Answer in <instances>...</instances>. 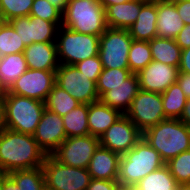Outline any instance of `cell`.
I'll return each instance as SVG.
<instances>
[{"label": "cell", "instance_id": "cell-1", "mask_svg": "<svg viewBox=\"0 0 190 190\" xmlns=\"http://www.w3.org/2000/svg\"><path fill=\"white\" fill-rule=\"evenodd\" d=\"M46 156L33 135L7 128L0 133V174L42 167Z\"/></svg>", "mask_w": 190, "mask_h": 190}, {"label": "cell", "instance_id": "cell-2", "mask_svg": "<svg viewBox=\"0 0 190 190\" xmlns=\"http://www.w3.org/2000/svg\"><path fill=\"white\" fill-rule=\"evenodd\" d=\"M142 137L160 154L165 163L190 150V128L179 119H165L146 129Z\"/></svg>", "mask_w": 190, "mask_h": 190}, {"label": "cell", "instance_id": "cell-3", "mask_svg": "<svg viewBox=\"0 0 190 190\" xmlns=\"http://www.w3.org/2000/svg\"><path fill=\"white\" fill-rule=\"evenodd\" d=\"M164 165L160 154L142 137L133 148L120 156L118 184L133 188L149 173Z\"/></svg>", "mask_w": 190, "mask_h": 190}, {"label": "cell", "instance_id": "cell-4", "mask_svg": "<svg viewBox=\"0 0 190 190\" xmlns=\"http://www.w3.org/2000/svg\"><path fill=\"white\" fill-rule=\"evenodd\" d=\"M62 26L100 37L108 28L105 9L98 0H68Z\"/></svg>", "mask_w": 190, "mask_h": 190}, {"label": "cell", "instance_id": "cell-5", "mask_svg": "<svg viewBox=\"0 0 190 190\" xmlns=\"http://www.w3.org/2000/svg\"><path fill=\"white\" fill-rule=\"evenodd\" d=\"M4 103L7 129L34 135L45 110V102L6 91Z\"/></svg>", "mask_w": 190, "mask_h": 190}, {"label": "cell", "instance_id": "cell-6", "mask_svg": "<svg viewBox=\"0 0 190 190\" xmlns=\"http://www.w3.org/2000/svg\"><path fill=\"white\" fill-rule=\"evenodd\" d=\"M55 43L59 63L75 65L98 55L100 37L79 33L65 26H60Z\"/></svg>", "mask_w": 190, "mask_h": 190}, {"label": "cell", "instance_id": "cell-7", "mask_svg": "<svg viewBox=\"0 0 190 190\" xmlns=\"http://www.w3.org/2000/svg\"><path fill=\"white\" fill-rule=\"evenodd\" d=\"M42 169L46 190H86L92 179L87 168L61 164L51 155L46 156Z\"/></svg>", "mask_w": 190, "mask_h": 190}, {"label": "cell", "instance_id": "cell-8", "mask_svg": "<svg viewBox=\"0 0 190 190\" xmlns=\"http://www.w3.org/2000/svg\"><path fill=\"white\" fill-rule=\"evenodd\" d=\"M132 41L129 30L108 27L100 36L98 55L102 67L129 69L128 54Z\"/></svg>", "mask_w": 190, "mask_h": 190}, {"label": "cell", "instance_id": "cell-9", "mask_svg": "<svg viewBox=\"0 0 190 190\" xmlns=\"http://www.w3.org/2000/svg\"><path fill=\"white\" fill-rule=\"evenodd\" d=\"M125 115L143 133L146 129L168 119L163 111L161 93L139 90Z\"/></svg>", "mask_w": 190, "mask_h": 190}, {"label": "cell", "instance_id": "cell-10", "mask_svg": "<svg viewBox=\"0 0 190 190\" xmlns=\"http://www.w3.org/2000/svg\"><path fill=\"white\" fill-rule=\"evenodd\" d=\"M99 145V138L92 135L68 137L51 156L61 164L88 168L89 162Z\"/></svg>", "mask_w": 190, "mask_h": 190}, {"label": "cell", "instance_id": "cell-11", "mask_svg": "<svg viewBox=\"0 0 190 190\" xmlns=\"http://www.w3.org/2000/svg\"><path fill=\"white\" fill-rule=\"evenodd\" d=\"M55 82L81 104H90L100 99L96 83L80 72L75 65L60 64L56 69Z\"/></svg>", "mask_w": 190, "mask_h": 190}, {"label": "cell", "instance_id": "cell-12", "mask_svg": "<svg viewBox=\"0 0 190 190\" xmlns=\"http://www.w3.org/2000/svg\"><path fill=\"white\" fill-rule=\"evenodd\" d=\"M56 70L27 69L8 90L9 93L45 102L55 85Z\"/></svg>", "mask_w": 190, "mask_h": 190}, {"label": "cell", "instance_id": "cell-13", "mask_svg": "<svg viewBox=\"0 0 190 190\" xmlns=\"http://www.w3.org/2000/svg\"><path fill=\"white\" fill-rule=\"evenodd\" d=\"M142 138V132L122 114L99 138L100 145L120 155L128 152Z\"/></svg>", "mask_w": 190, "mask_h": 190}, {"label": "cell", "instance_id": "cell-14", "mask_svg": "<svg viewBox=\"0 0 190 190\" xmlns=\"http://www.w3.org/2000/svg\"><path fill=\"white\" fill-rule=\"evenodd\" d=\"M28 46L36 42H56L59 26L35 16H22L8 21Z\"/></svg>", "mask_w": 190, "mask_h": 190}, {"label": "cell", "instance_id": "cell-15", "mask_svg": "<svg viewBox=\"0 0 190 190\" xmlns=\"http://www.w3.org/2000/svg\"><path fill=\"white\" fill-rule=\"evenodd\" d=\"M33 136L45 154L51 155L67 138L62 116L45 108Z\"/></svg>", "mask_w": 190, "mask_h": 190}, {"label": "cell", "instance_id": "cell-16", "mask_svg": "<svg viewBox=\"0 0 190 190\" xmlns=\"http://www.w3.org/2000/svg\"><path fill=\"white\" fill-rule=\"evenodd\" d=\"M178 74V67L152 60L137 76L141 90L163 93L171 84L176 83Z\"/></svg>", "mask_w": 190, "mask_h": 190}, {"label": "cell", "instance_id": "cell-17", "mask_svg": "<svg viewBox=\"0 0 190 190\" xmlns=\"http://www.w3.org/2000/svg\"><path fill=\"white\" fill-rule=\"evenodd\" d=\"M29 69L56 70L60 65L55 42H36L23 51Z\"/></svg>", "mask_w": 190, "mask_h": 190}, {"label": "cell", "instance_id": "cell-18", "mask_svg": "<svg viewBox=\"0 0 190 190\" xmlns=\"http://www.w3.org/2000/svg\"><path fill=\"white\" fill-rule=\"evenodd\" d=\"M139 90L138 76L137 74H132L123 81L122 84L110 87V90L107 91L100 100L112 109H116L120 113L125 114Z\"/></svg>", "mask_w": 190, "mask_h": 190}, {"label": "cell", "instance_id": "cell-19", "mask_svg": "<svg viewBox=\"0 0 190 190\" xmlns=\"http://www.w3.org/2000/svg\"><path fill=\"white\" fill-rule=\"evenodd\" d=\"M120 156V154L99 145L87 168L91 178L117 180Z\"/></svg>", "mask_w": 190, "mask_h": 190}, {"label": "cell", "instance_id": "cell-20", "mask_svg": "<svg viewBox=\"0 0 190 190\" xmlns=\"http://www.w3.org/2000/svg\"><path fill=\"white\" fill-rule=\"evenodd\" d=\"M147 0H129L108 6L105 9L106 23L109 28L129 29L138 18L141 7Z\"/></svg>", "mask_w": 190, "mask_h": 190}, {"label": "cell", "instance_id": "cell-21", "mask_svg": "<svg viewBox=\"0 0 190 190\" xmlns=\"http://www.w3.org/2000/svg\"><path fill=\"white\" fill-rule=\"evenodd\" d=\"M184 25L175 4L157 0V37L175 39Z\"/></svg>", "mask_w": 190, "mask_h": 190}, {"label": "cell", "instance_id": "cell-22", "mask_svg": "<svg viewBox=\"0 0 190 190\" xmlns=\"http://www.w3.org/2000/svg\"><path fill=\"white\" fill-rule=\"evenodd\" d=\"M157 1H147L136 22L128 29L133 40L150 41L157 37Z\"/></svg>", "mask_w": 190, "mask_h": 190}, {"label": "cell", "instance_id": "cell-23", "mask_svg": "<svg viewBox=\"0 0 190 190\" xmlns=\"http://www.w3.org/2000/svg\"><path fill=\"white\" fill-rule=\"evenodd\" d=\"M122 115L100 99L88 104L89 134L100 138L102 134Z\"/></svg>", "mask_w": 190, "mask_h": 190}, {"label": "cell", "instance_id": "cell-24", "mask_svg": "<svg viewBox=\"0 0 190 190\" xmlns=\"http://www.w3.org/2000/svg\"><path fill=\"white\" fill-rule=\"evenodd\" d=\"M154 61L179 67L182 49L175 39L155 37L149 41Z\"/></svg>", "mask_w": 190, "mask_h": 190}, {"label": "cell", "instance_id": "cell-25", "mask_svg": "<svg viewBox=\"0 0 190 190\" xmlns=\"http://www.w3.org/2000/svg\"><path fill=\"white\" fill-rule=\"evenodd\" d=\"M28 69L23 52L9 54L0 58V83L8 91Z\"/></svg>", "mask_w": 190, "mask_h": 190}, {"label": "cell", "instance_id": "cell-26", "mask_svg": "<svg viewBox=\"0 0 190 190\" xmlns=\"http://www.w3.org/2000/svg\"><path fill=\"white\" fill-rule=\"evenodd\" d=\"M87 119L88 104H79L76 108L62 116L66 137L90 135Z\"/></svg>", "mask_w": 190, "mask_h": 190}, {"label": "cell", "instance_id": "cell-27", "mask_svg": "<svg viewBox=\"0 0 190 190\" xmlns=\"http://www.w3.org/2000/svg\"><path fill=\"white\" fill-rule=\"evenodd\" d=\"M177 181L171 175L169 168L164 165L158 170L149 173L141 179L134 187V190H176Z\"/></svg>", "mask_w": 190, "mask_h": 190}, {"label": "cell", "instance_id": "cell-28", "mask_svg": "<svg viewBox=\"0 0 190 190\" xmlns=\"http://www.w3.org/2000/svg\"><path fill=\"white\" fill-rule=\"evenodd\" d=\"M162 106L167 118L179 119L183 113L186 104V96L179 84H171L167 90L161 93Z\"/></svg>", "mask_w": 190, "mask_h": 190}, {"label": "cell", "instance_id": "cell-29", "mask_svg": "<svg viewBox=\"0 0 190 190\" xmlns=\"http://www.w3.org/2000/svg\"><path fill=\"white\" fill-rule=\"evenodd\" d=\"M79 104H81L79 101L55 84L45 101V108L59 116H64Z\"/></svg>", "mask_w": 190, "mask_h": 190}, {"label": "cell", "instance_id": "cell-30", "mask_svg": "<svg viewBox=\"0 0 190 190\" xmlns=\"http://www.w3.org/2000/svg\"><path fill=\"white\" fill-rule=\"evenodd\" d=\"M19 190H45V177L42 167L16 170L8 173Z\"/></svg>", "mask_w": 190, "mask_h": 190}, {"label": "cell", "instance_id": "cell-31", "mask_svg": "<svg viewBox=\"0 0 190 190\" xmlns=\"http://www.w3.org/2000/svg\"><path fill=\"white\" fill-rule=\"evenodd\" d=\"M152 60L149 41L133 40L128 54L129 70L133 74H137Z\"/></svg>", "mask_w": 190, "mask_h": 190}, {"label": "cell", "instance_id": "cell-32", "mask_svg": "<svg viewBox=\"0 0 190 190\" xmlns=\"http://www.w3.org/2000/svg\"><path fill=\"white\" fill-rule=\"evenodd\" d=\"M132 74L133 73L129 69L103 68L96 83L99 98L109 91L110 87L122 84V82L129 78Z\"/></svg>", "mask_w": 190, "mask_h": 190}, {"label": "cell", "instance_id": "cell-33", "mask_svg": "<svg viewBox=\"0 0 190 190\" xmlns=\"http://www.w3.org/2000/svg\"><path fill=\"white\" fill-rule=\"evenodd\" d=\"M25 48V44L13 26L9 22H5V24L0 29L1 56L20 53L23 52Z\"/></svg>", "mask_w": 190, "mask_h": 190}, {"label": "cell", "instance_id": "cell-34", "mask_svg": "<svg viewBox=\"0 0 190 190\" xmlns=\"http://www.w3.org/2000/svg\"><path fill=\"white\" fill-rule=\"evenodd\" d=\"M165 165L178 184L190 183V150L180 153Z\"/></svg>", "mask_w": 190, "mask_h": 190}, {"label": "cell", "instance_id": "cell-35", "mask_svg": "<svg viewBox=\"0 0 190 190\" xmlns=\"http://www.w3.org/2000/svg\"><path fill=\"white\" fill-rule=\"evenodd\" d=\"M29 16L53 22L59 27L62 26L63 22V13L47 0H34Z\"/></svg>", "mask_w": 190, "mask_h": 190}, {"label": "cell", "instance_id": "cell-36", "mask_svg": "<svg viewBox=\"0 0 190 190\" xmlns=\"http://www.w3.org/2000/svg\"><path fill=\"white\" fill-rule=\"evenodd\" d=\"M34 0H0L6 22L13 18L29 16Z\"/></svg>", "mask_w": 190, "mask_h": 190}, {"label": "cell", "instance_id": "cell-37", "mask_svg": "<svg viewBox=\"0 0 190 190\" xmlns=\"http://www.w3.org/2000/svg\"><path fill=\"white\" fill-rule=\"evenodd\" d=\"M75 67L95 83H97L99 75L103 70L99 55L78 62L75 64Z\"/></svg>", "mask_w": 190, "mask_h": 190}, {"label": "cell", "instance_id": "cell-38", "mask_svg": "<svg viewBox=\"0 0 190 190\" xmlns=\"http://www.w3.org/2000/svg\"><path fill=\"white\" fill-rule=\"evenodd\" d=\"M119 187L117 180L91 179L86 190H117Z\"/></svg>", "mask_w": 190, "mask_h": 190}, {"label": "cell", "instance_id": "cell-39", "mask_svg": "<svg viewBox=\"0 0 190 190\" xmlns=\"http://www.w3.org/2000/svg\"><path fill=\"white\" fill-rule=\"evenodd\" d=\"M175 40L182 50L190 47V24L184 25Z\"/></svg>", "mask_w": 190, "mask_h": 190}, {"label": "cell", "instance_id": "cell-40", "mask_svg": "<svg viewBox=\"0 0 190 190\" xmlns=\"http://www.w3.org/2000/svg\"><path fill=\"white\" fill-rule=\"evenodd\" d=\"M178 14L185 25L190 24V1L175 4Z\"/></svg>", "mask_w": 190, "mask_h": 190}, {"label": "cell", "instance_id": "cell-41", "mask_svg": "<svg viewBox=\"0 0 190 190\" xmlns=\"http://www.w3.org/2000/svg\"><path fill=\"white\" fill-rule=\"evenodd\" d=\"M176 82L179 84L186 98H190V74L179 72Z\"/></svg>", "mask_w": 190, "mask_h": 190}, {"label": "cell", "instance_id": "cell-42", "mask_svg": "<svg viewBox=\"0 0 190 190\" xmlns=\"http://www.w3.org/2000/svg\"><path fill=\"white\" fill-rule=\"evenodd\" d=\"M179 72L190 74V47L182 50Z\"/></svg>", "mask_w": 190, "mask_h": 190}, {"label": "cell", "instance_id": "cell-43", "mask_svg": "<svg viewBox=\"0 0 190 190\" xmlns=\"http://www.w3.org/2000/svg\"><path fill=\"white\" fill-rule=\"evenodd\" d=\"M2 190H19V187L8 174H2Z\"/></svg>", "mask_w": 190, "mask_h": 190}, {"label": "cell", "instance_id": "cell-44", "mask_svg": "<svg viewBox=\"0 0 190 190\" xmlns=\"http://www.w3.org/2000/svg\"><path fill=\"white\" fill-rule=\"evenodd\" d=\"M179 120L185 123L190 128V98L186 100L183 113Z\"/></svg>", "mask_w": 190, "mask_h": 190}, {"label": "cell", "instance_id": "cell-45", "mask_svg": "<svg viewBox=\"0 0 190 190\" xmlns=\"http://www.w3.org/2000/svg\"><path fill=\"white\" fill-rule=\"evenodd\" d=\"M7 128L4 98L0 99V133Z\"/></svg>", "mask_w": 190, "mask_h": 190}, {"label": "cell", "instance_id": "cell-46", "mask_svg": "<svg viewBox=\"0 0 190 190\" xmlns=\"http://www.w3.org/2000/svg\"><path fill=\"white\" fill-rule=\"evenodd\" d=\"M47 1L50 2L55 8L59 9L62 13L65 12L68 0H47Z\"/></svg>", "mask_w": 190, "mask_h": 190}, {"label": "cell", "instance_id": "cell-47", "mask_svg": "<svg viewBox=\"0 0 190 190\" xmlns=\"http://www.w3.org/2000/svg\"><path fill=\"white\" fill-rule=\"evenodd\" d=\"M98 1L104 7V9H106L108 6H111V5L128 2V1H121V0H98Z\"/></svg>", "mask_w": 190, "mask_h": 190}, {"label": "cell", "instance_id": "cell-48", "mask_svg": "<svg viewBox=\"0 0 190 190\" xmlns=\"http://www.w3.org/2000/svg\"><path fill=\"white\" fill-rule=\"evenodd\" d=\"M176 190H190V183H187V184H178Z\"/></svg>", "mask_w": 190, "mask_h": 190}, {"label": "cell", "instance_id": "cell-49", "mask_svg": "<svg viewBox=\"0 0 190 190\" xmlns=\"http://www.w3.org/2000/svg\"><path fill=\"white\" fill-rule=\"evenodd\" d=\"M6 90L3 88V86L0 83V99L4 98Z\"/></svg>", "mask_w": 190, "mask_h": 190}, {"label": "cell", "instance_id": "cell-50", "mask_svg": "<svg viewBox=\"0 0 190 190\" xmlns=\"http://www.w3.org/2000/svg\"><path fill=\"white\" fill-rule=\"evenodd\" d=\"M173 4H177V3H180V2H185V1H190V0H167Z\"/></svg>", "mask_w": 190, "mask_h": 190}, {"label": "cell", "instance_id": "cell-51", "mask_svg": "<svg viewBox=\"0 0 190 190\" xmlns=\"http://www.w3.org/2000/svg\"><path fill=\"white\" fill-rule=\"evenodd\" d=\"M5 19H4V17H0V29H1V27L5 24Z\"/></svg>", "mask_w": 190, "mask_h": 190}, {"label": "cell", "instance_id": "cell-52", "mask_svg": "<svg viewBox=\"0 0 190 190\" xmlns=\"http://www.w3.org/2000/svg\"><path fill=\"white\" fill-rule=\"evenodd\" d=\"M0 17H4V11H3V8H2L1 2H0Z\"/></svg>", "mask_w": 190, "mask_h": 190}, {"label": "cell", "instance_id": "cell-53", "mask_svg": "<svg viewBox=\"0 0 190 190\" xmlns=\"http://www.w3.org/2000/svg\"><path fill=\"white\" fill-rule=\"evenodd\" d=\"M117 190H134V189L128 187H119Z\"/></svg>", "mask_w": 190, "mask_h": 190}, {"label": "cell", "instance_id": "cell-54", "mask_svg": "<svg viewBox=\"0 0 190 190\" xmlns=\"http://www.w3.org/2000/svg\"><path fill=\"white\" fill-rule=\"evenodd\" d=\"M0 190H2V174H0Z\"/></svg>", "mask_w": 190, "mask_h": 190}]
</instances>
